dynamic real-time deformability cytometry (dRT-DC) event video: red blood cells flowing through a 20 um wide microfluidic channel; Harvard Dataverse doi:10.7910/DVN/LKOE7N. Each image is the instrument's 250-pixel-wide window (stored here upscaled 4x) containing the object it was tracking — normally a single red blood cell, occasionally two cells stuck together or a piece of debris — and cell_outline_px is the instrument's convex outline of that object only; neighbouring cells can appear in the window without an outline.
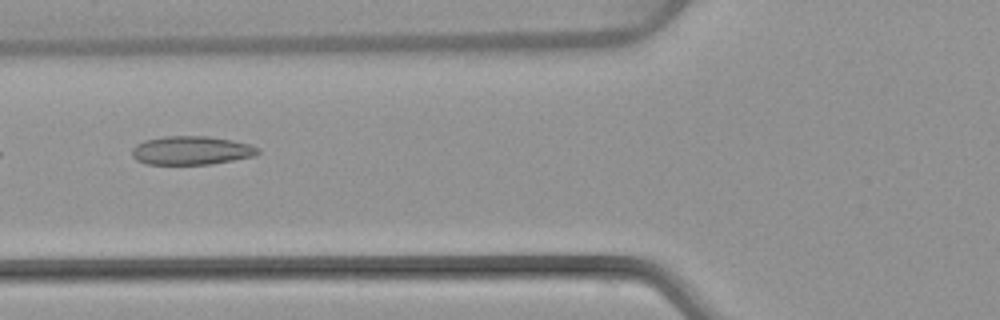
{"species": "common noctule bat (a hibernating species)", "species_latin": "Nyctalus noctula", "temperature_condition": "warm", "stored_images_in_passage": 5, "camera_frame_rate_fps": 3000, "um_per_image_px": 0.085, "animal": {"sex": "female", "body_mass_g": 22.7, "forearm_length_mm": 54.2}, "frame": {"image": 1, "passage_image": 5, "time_ms": 4.667, "image_size_px": [1000, 320], "cell_outline_px": [[260, 152], [252, 156], [212, 164], [144, 164], [136, 160], [132, 156], [132, 148], [136, 144], [144, 140], [164, 136], [208, 136], [232, 140], [252, 144], [260, 148]], "centroid_in_image_um": [16.25, 12.78], "position_along_channel_um": 109.5, "area_um2": 21.15}}